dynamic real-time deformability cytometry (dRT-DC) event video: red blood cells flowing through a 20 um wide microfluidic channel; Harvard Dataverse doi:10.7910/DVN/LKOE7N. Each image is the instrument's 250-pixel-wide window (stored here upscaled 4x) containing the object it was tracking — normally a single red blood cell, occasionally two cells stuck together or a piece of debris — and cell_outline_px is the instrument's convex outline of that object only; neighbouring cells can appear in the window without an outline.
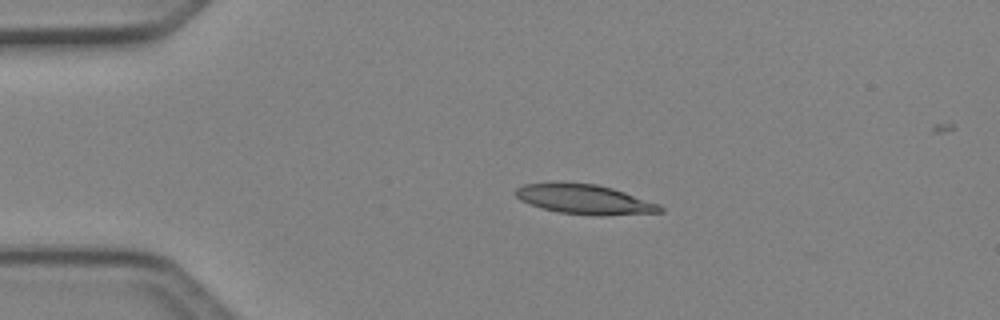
{"species": "Egyptian fruit bat (a non-hibernating species)", "species_latin": "Rousettus aegyptiacus", "temperature_condition": "cold", "stored_images_in_passage": 39, "camera_frame_rate_fps": 3000, "um_per_image_px": 0.085, "animal": {"sex": "female"}, "frame": {"image": 1, "passage_image": 1, "time_ms": 0.0, "image_size_px": [1000, 320], "cell_outline_px": [[664, 212], [604, 216], [596, 216], [560, 212], [544, 208], [520, 200], [512, 192], [516, 188], [524, 184], [556, 180], [596, 184], [612, 188], [660, 204], [664, 208]], "centroid_in_image_um": [49.66, 16.91], "position_along_channel_um": 35.3, "area_um2": 25.55}}
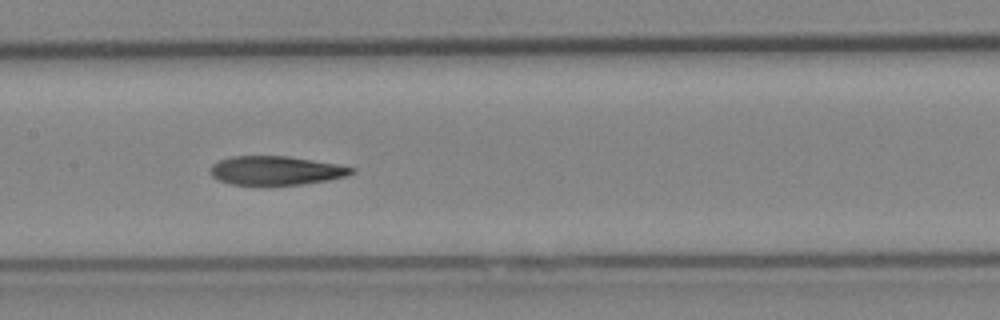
{"frame": {"image": 2, "passage_image": 15, "time_ms": 4.667, "image_size_px": [1000, 320], "cell_outline_px": [[356, 172], [344, 176], [328, 180], [304, 184], [232, 184], [220, 180], [212, 176], [208, 172], [212, 164], [220, 160], [232, 156], [288, 156], [336, 164], [356, 168]], "centroid_in_image_um": [23.45, 14.48], "position_along_channel_um": 184.0, "area_um2": 23.52}}
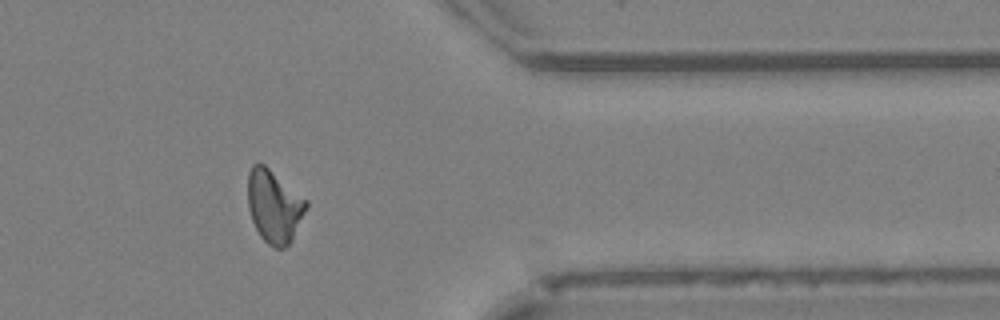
{"frame": {"image": 3, "passage_image": 31, "time_ms": 10.0, "image_size_px": [1000, 320], "cell_outline_px": [[308, 208], [292, 240], [284, 248], [276, 248], [268, 244], [260, 236], [252, 220], [248, 208], [248, 172], [252, 164], [264, 164], [308, 200]], "centroid_in_image_um": [23.32, 17.53], "position_along_channel_um": 388.1, "area_um2": 24.85}}